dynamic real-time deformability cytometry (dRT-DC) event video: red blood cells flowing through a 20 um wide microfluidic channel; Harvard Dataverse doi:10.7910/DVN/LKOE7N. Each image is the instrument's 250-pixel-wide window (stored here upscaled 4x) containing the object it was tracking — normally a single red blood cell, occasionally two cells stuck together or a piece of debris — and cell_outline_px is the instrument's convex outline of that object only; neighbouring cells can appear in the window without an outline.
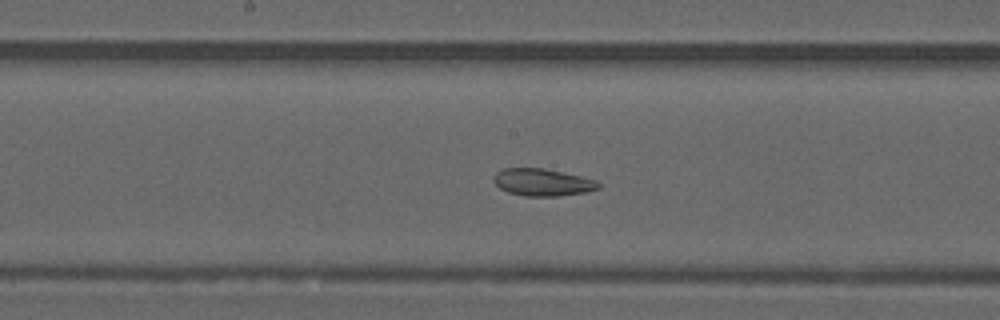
{"species": "common noctule bat (a hibernating species)", "species_latin": "Nyctalus noctula", "temperature_condition": "warm", "stored_images_in_passage": 45, "camera_frame_rate_fps": 3000, "um_per_image_px": 0.085, "animal": {"sex": "male", "forearm_length_mm": 52.5}, "frame": {"image": 1, "passage_image": 21, "time_ms": 6.667, "image_size_px": [1000, 320], "cell_outline_px": [[600, 188], [588, 192], [560, 196], [524, 196], [508, 192], [500, 188], [492, 180], [492, 176], [496, 172], [504, 168], [544, 168], [580, 176], [596, 180], [600, 184]], "centroid_in_image_um": [46.11, 15.5], "position_along_channel_um": 202.1, "area_um2": 16.76}}
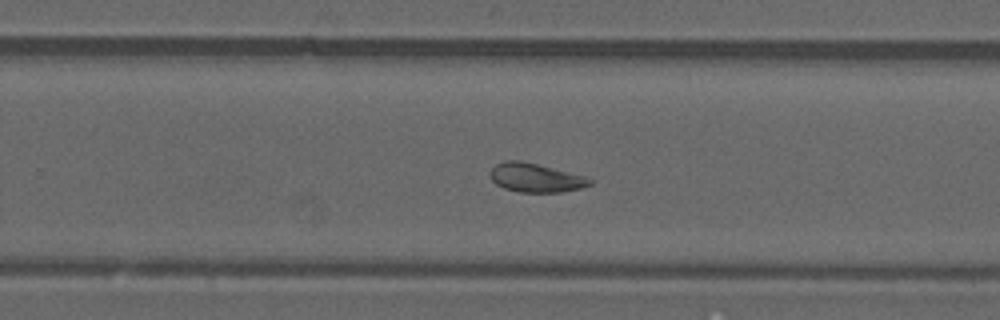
{"frame": {"image": 2, "passage_image": 27, "time_ms": 8.667, "image_size_px": [1000, 320], "cell_outline_px": [[592, 184], [580, 188], [560, 192], [520, 192], [504, 188], [496, 184], [492, 180], [488, 172], [496, 164], [504, 160], [520, 160], [584, 176], [592, 180]], "centroid_in_image_um": [45.48, 15.1], "position_along_channel_um": 284.3, "area_um2": 16.59}}
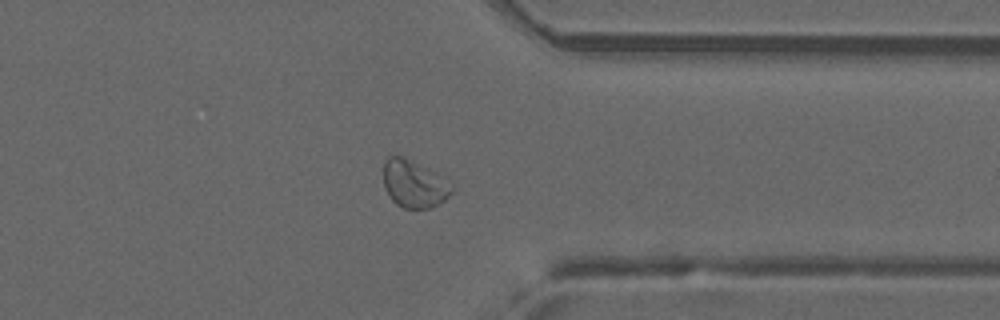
{"frame": {"image": 3, "passage_image": 34, "time_ms": 11.0, "image_size_px": [1000, 320], "cell_outline_px": [[456, 188], [444, 200], [428, 208], [404, 208], [396, 204], [392, 200], [384, 188], [384, 160], [388, 156], [400, 156], [436, 172]], "centroid_in_image_um": [35.19, 15.64], "position_along_channel_um": 376.2, "area_um2": 18.67}}